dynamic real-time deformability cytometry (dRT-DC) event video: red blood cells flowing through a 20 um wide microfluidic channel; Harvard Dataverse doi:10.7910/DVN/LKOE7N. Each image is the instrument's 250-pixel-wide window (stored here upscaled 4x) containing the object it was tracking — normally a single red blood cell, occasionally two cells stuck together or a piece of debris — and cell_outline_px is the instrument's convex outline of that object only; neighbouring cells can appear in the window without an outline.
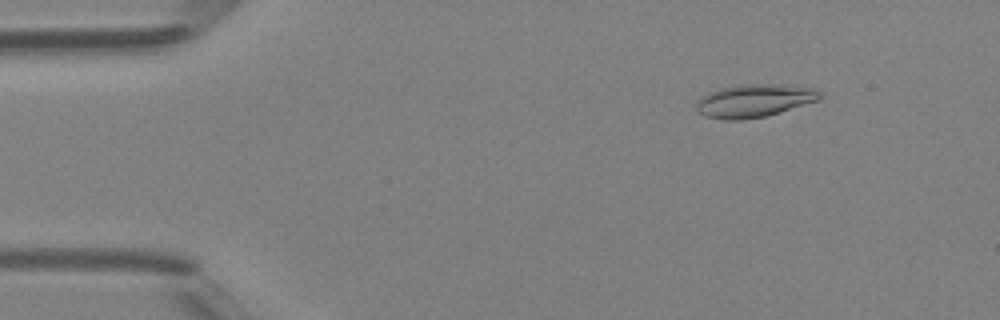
{"species": "Egyptian fruit bat (a non-hibernating species)", "species_latin": "Rousettus aegyptiacus", "temperature_condition": "room temperature", "stored_images_in_passage": 48, "camera_frame_rate_fps": 3000, "um_per_image_px": 0.085, "animal": {"sex": "female"}, "frame": {"image": 1, "passage_image": 6, "time_ms": 1.667, "image_size_px": [1000, 320], "cell_outline_px": [[824, 96], [820, 100], [768, 116], [740, 120], [724, 120], [704, 116], [696, 108], [696, 104], [700, 96], [708, 92], [720, 88], [740, 84], [772, 84], [808, 88], [820, 92]], "centroid_in_image_um": [64.08, 8.57], "position_along_channel_um": 20.9, "area_um2": 23.81}}
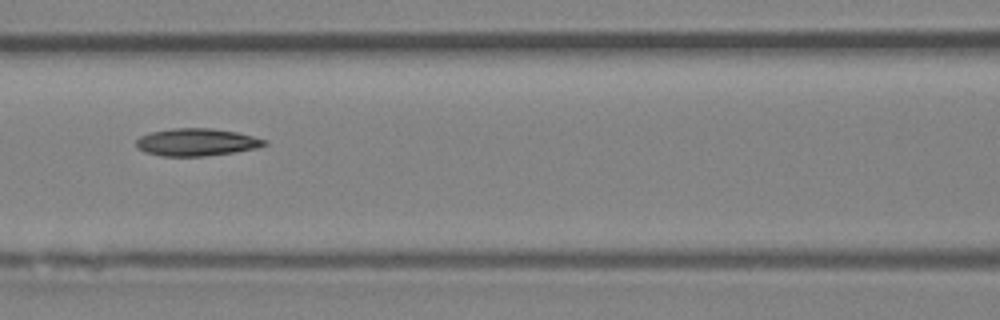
{"frame": {"image": 2, "passage_image": 21, "time_ms": 6.667, "image_size_px": [1000, 320], "cell_outline_px": [[268, 144], [256, 148], [236, 152], [204, 156], [160, 156], [144, 152], [136, 148], [136, 140], [140, 136], [148, 132], [172, 128], [212, 128], [236, 132], [268, 140]], "centroid_in_image_um": [16.68, 12.08], "position_along_channel_um": 149.9, "area_um2": 20.75}}
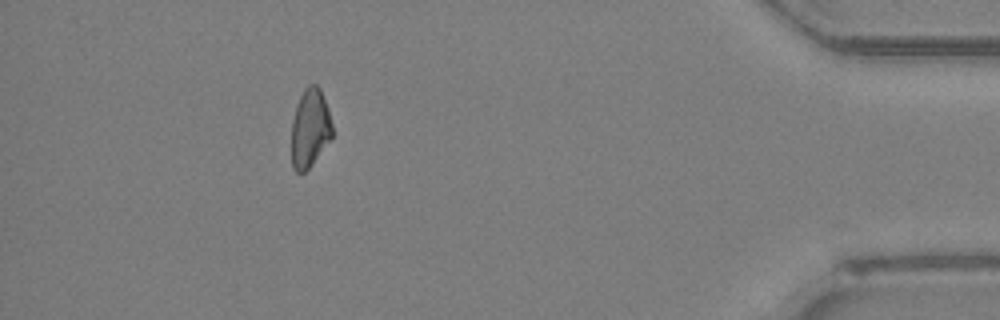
{"frame": {"image": 3, "passage_image": 43, "time_ms": 14.0, "image_size_px": [1000, 320], "cell_outline_px": [[332, 136], [308, 168], [304, 172], [296, 172], [292, 168], [292, 120], [296, 104], [304, 88], [308, 84], [316, 84], [320, 88], [328, 108], [332, 124]], "centroid_in_image_um": [26.33, 10.85], "position_along_channel_um": 408.9, "area_um2": 18.5}, "authors_computed_cell_mechanics": {"area_um2": 20.4612, "velocity_mm_per_s": 4.3017, "shape_relaxation_time_tau1_ms": 3.3061, "shape_relaxation_time_tau2_ms": 8.7601, "deformation_change_tau1": 0.1077, "deformation_change_tau2": 0.1773}}